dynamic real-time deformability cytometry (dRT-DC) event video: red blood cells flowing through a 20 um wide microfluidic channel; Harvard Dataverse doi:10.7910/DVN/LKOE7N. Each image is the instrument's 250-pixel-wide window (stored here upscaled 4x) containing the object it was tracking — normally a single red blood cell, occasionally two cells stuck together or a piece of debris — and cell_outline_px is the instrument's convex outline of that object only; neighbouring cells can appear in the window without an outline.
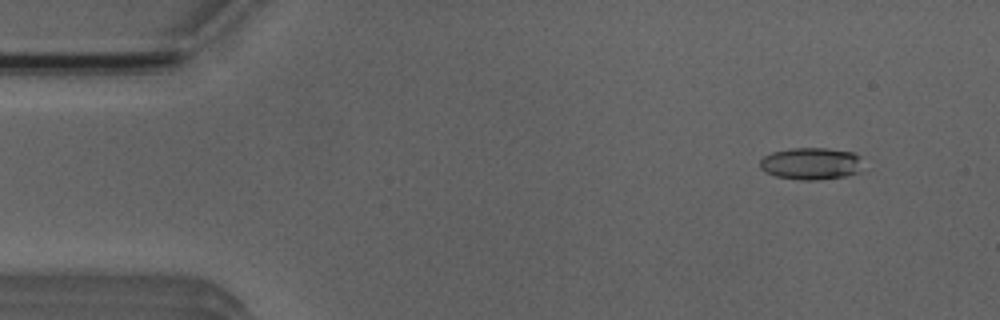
{"species": "Egyptian fruit bat (a non-hibernating species)", "species_latin": "Rousettus aegyptiacus", "temperature_condition": "room temperature", "stored_images_in_passage": 4, "camera_frame_rate_fps": 3000, "um_per_image_px": 0.085, "animal": {"sex": "male"}, "frame": {"image": 1, "passage_image": 1, "time_ms": 0.0, "image_size_px": [1000, 320], "cell_outline_px": [[860, 172], [844, 176], [820, 180], [800, 180], [776, 176], [760, 168], [760, 160], [764, 156], [772, 152], [792, 148], [824, 148], [852, 152], [860, 156]], "centroid_in_image_um": [68.93, 13.91], "position_along_channel_um": 16.1, "area_um2": 19.13}}
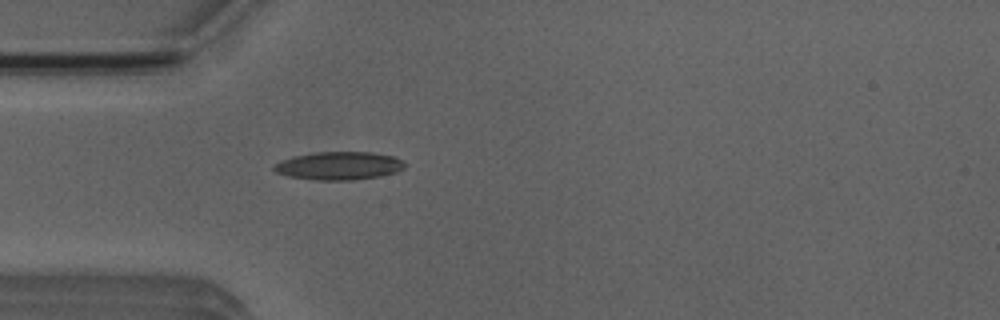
{"frame": {"image": 2, "passage_image": 4, "time_ms": 3.333, "image_size_px": [1000, 320], "cell_outline_px": [[404, 168], [396, 172], [380, 176], [352, 180], [316, 180], [288, 176], [276, 172], [272, 168], [272, 164], [296, 156], [316, 152], [372, 152], [392, 156], [400, 160], [404, 164]], "centroid_in_image_um": [28.79, 14.09], "position_along_channel_um": 56.2, "area_um2": 21.21}}